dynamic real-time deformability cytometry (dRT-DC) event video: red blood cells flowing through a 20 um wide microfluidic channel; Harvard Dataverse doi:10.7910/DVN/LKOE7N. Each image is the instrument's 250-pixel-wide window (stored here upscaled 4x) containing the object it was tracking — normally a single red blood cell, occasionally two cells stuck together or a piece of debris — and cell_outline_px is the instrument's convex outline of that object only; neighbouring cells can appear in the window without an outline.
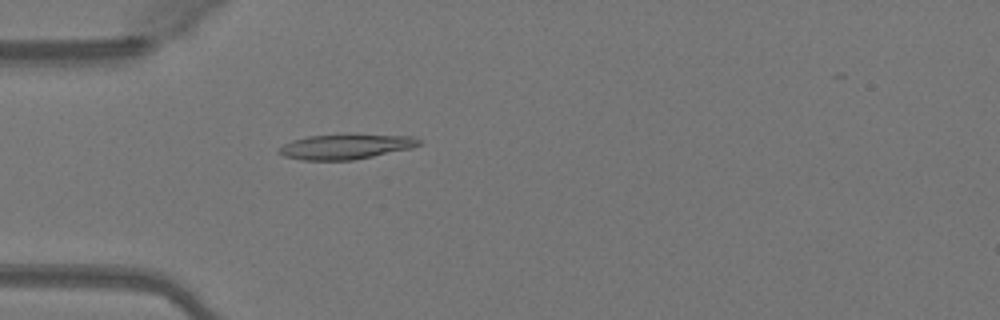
{"species": "Egyptian fruit bat (a non-hibernating species)", "species_latin": "Rousettus aegyptiacus", "temperature_condition": "warm", "stored_images_in_passage": 50, "camera_frame_rate_fps": 3000, "um_per_image_px": 0.085, "animal": {"sex": "female"}, "frame": {"image": 1, "passage_image": 15, "time_ms": 4.667, "image_size_px": [1000, 320], "cell_outline_px": [[420, 144], [412, 148], [352, 160], [304, 160], [284, 156], [276, 152], [284, 144], [292, 140], [308, 136], [412, 136], [420, 140]], "centroid_in_image_um": [29.33, 12.49], "position_along_channel_um": 55.7, "area_um2": 19.54}}
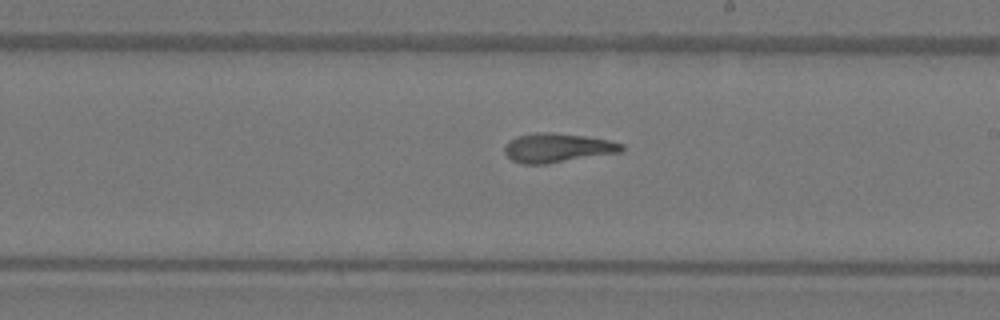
{"frame": {"image": 2, "passage_image": 29, "time_ms": 9.333, "image_size_px": [1000, 320], "cell_outline_px": [[624, 148], [620, 152], [544, 164], [524, 164], [512, 160], [504, 152], [504, 148], [508, 140], [516, 136], [536, 132], [548, 132], [584, 136], [608, 140], [624, 144]], "centroid_in_image_um": [47.34, 12.56], "position_along_channel_um": 241.7, "area_um2": 19.71}}
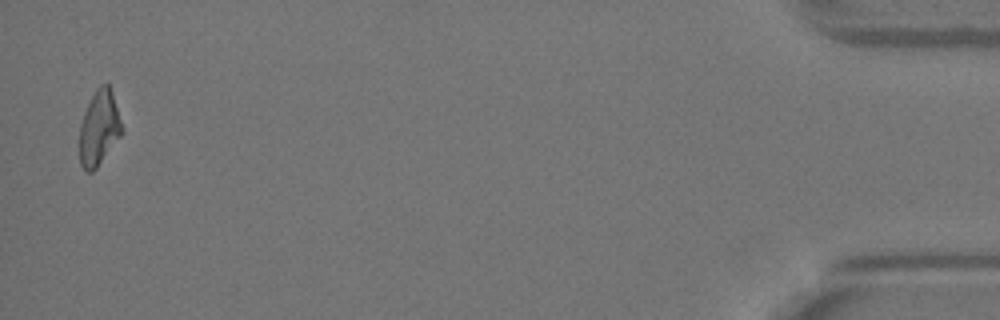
{"frame": {"image": 3, "passage_image": 49, "time_ms": 16.0, "image_size_px": [1000, 320], "cell_outline_px": [[124, 132], [96, 168], [92, 172], [84, 172], [80, 164], [80, 124], [84, 112], [96, 88], [100, 84], [108, 84], [112, 92], [124, 128]], "centroid_in_image_um": [8.44, 10.9], "position_along_channel_um": 426.8, "area_um2": 18.55}, "authors_computed_cell_mechanics": {"area_um2": 19.5075, "velocity_mm_per_s": 4.1075, "shape_relaxation_time_tau1_ms": 7.1919, "shape_relaxation_time_tau2_ms": 2.9027, "deformation_change_tau1": 0.2264, "deformation_change_tau2": 0.1182}}